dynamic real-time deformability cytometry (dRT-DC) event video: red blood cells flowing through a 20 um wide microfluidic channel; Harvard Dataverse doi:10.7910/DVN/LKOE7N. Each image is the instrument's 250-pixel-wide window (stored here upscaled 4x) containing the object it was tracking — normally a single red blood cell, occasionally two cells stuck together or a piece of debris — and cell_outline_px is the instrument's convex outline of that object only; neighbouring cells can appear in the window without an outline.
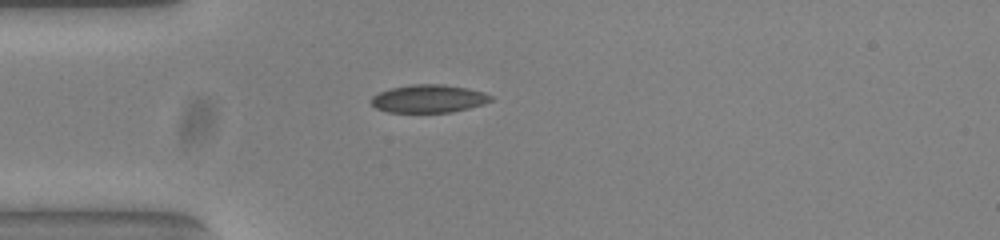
{"species": "common noctule bat (a hibernating species)", "species_latin": "Nyctalus noctula", "temperature_condition": "warm", "stored_images_in_passage": 40, "camera_frame_rate_fps": 3000, "um_per_image_px": 0.085, "animal": {"sex": "female", "body_mass_g": 23.0, "forearm_length_mm": 53.4}, "frame": {"image": 1, "passage_image": 1, "time_ms": 0.0, "image_size_px": [1000, 240], "cell_outline_px": [[492, 100], [484, 104], [452, 112], [388, 112], [376, 108], [368, 100], [372, 96], [380, 92], [392, 88], [412, 84], [444, 84], [468, 88], [484, 92], [492, 96]], "centroid_in_image_um": [36.43, 8.38], "position_along_channel_um": 48.6, "area_um2": 19.54}}
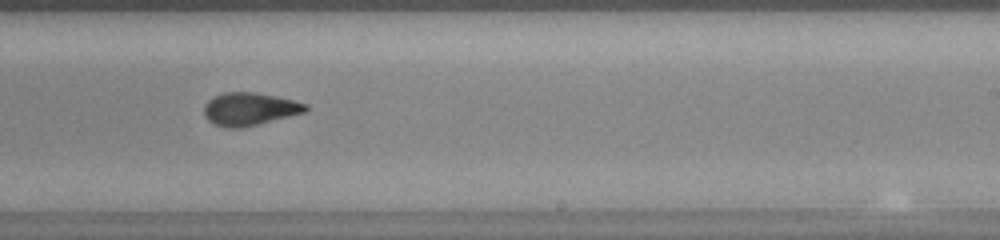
{"frame": {"image": 2, "passage_image": 19, "time_ms": 6.0, "image_size_px": [1000, 240], "cell_outline_px": [[308, 108], [304, 112], [240, 128], [228, 128], [212, 124], [204, 116], [204, 104], [208, 100], [224, 92], [252, 92], [276, 96], [308, 104]], "centroid_in_image_um": [21.16, 9.26], "position_along_channel_um": 267.8, "area_um2": 19.19}}
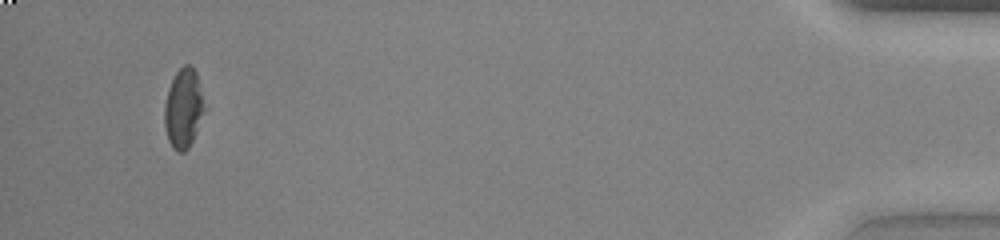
{"frame": {"image": 3, "passage_image": 37, "time_ms": 12.0, "image_size_px": [1000, 240], "cell_outline_px": [[208, 108], [188, 148], [184, 152], [176, 152], [172, 148], [168, 140], [164, 124], [164, 104], [168, 88], [176, 72], [184, 64], [188, 64], [196, 72]], "centroid_in_image_um": [15.62, 9.21], "position_along_channel_um": 419.6, "area_um2": 19.02}, "authors_computed_cell_mechanics": {"area_um2": 19.3052, "velocity_mm_per_s": 3.8585, "shape_relaxation_time_tau1_ms": null, "shape_relaxation_time_tau2_ms": 1.1397, "deformation_change_tau1": null, "deformation_change_tau2": 0.0616}}